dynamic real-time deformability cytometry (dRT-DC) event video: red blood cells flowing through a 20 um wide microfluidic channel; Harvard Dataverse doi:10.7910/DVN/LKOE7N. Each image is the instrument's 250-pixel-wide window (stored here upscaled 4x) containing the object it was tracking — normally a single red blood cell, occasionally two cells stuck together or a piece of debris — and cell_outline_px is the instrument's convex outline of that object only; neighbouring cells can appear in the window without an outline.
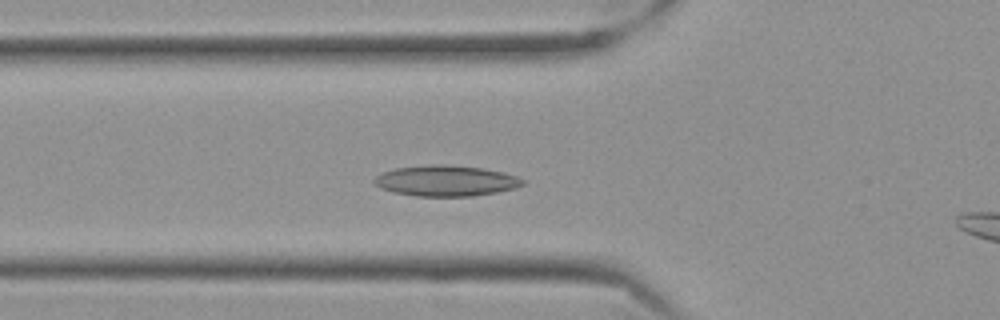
{"species": "Egyptian fruit bat (a non-hibernating species)", "species_latin": "Rousettus aegyptiacus", "temperature_condition": "cold", "stored_images_in_passage": 46, "camera_frame_rate_fps": 3000, "um_per_image_px": 0.085, "frame": {"image": 1, "passage_image": 14, "time_ms": 4.333, "image_size_px": [1000, 320], "cell_outline_px": [[524, 184], [512, 188], [496, 192], [472, 196], [416, 196], [392, 192], [380, 188], [372, 184], [372, 180], [376, 176], [384, 172], [396, 168], [428, 164], [440, 164], [480, 168], [504, 172], [516, 176], [524, 180]], "centroid_in_image_um": [37.84, 15.37], "position_along_channel_um": 88.0, "area_um2": 26.53}}
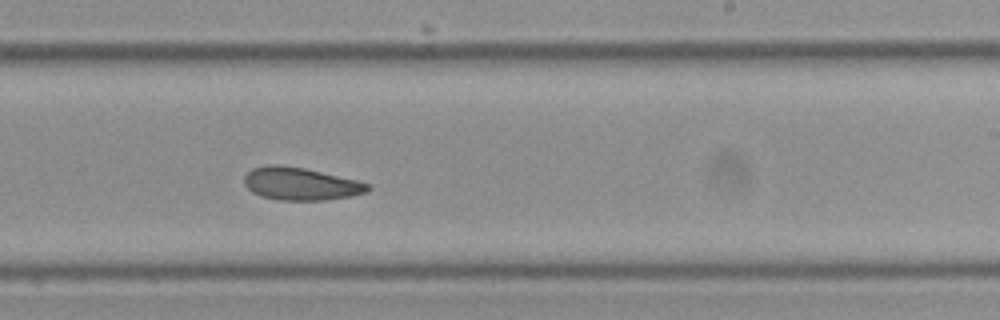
{"frame": {"image": 2, "passage_image": 29, "time_ms": 9.333, "image_size_px": [1000, 320], "cell_outline_px": [[372, 188], [364, 192], [348, 196], [324, 200], [280, 200], [260, 196], [252, 192], [244, 184], [244, 176], [252, 168], [268, 164], [276, 164], [304, 168], [356, 180], [372, 184]], "centroid_in_image_um": [25.52, 15.62], "position_along_channel_um": 263.5, "area_um2": 23.41}}
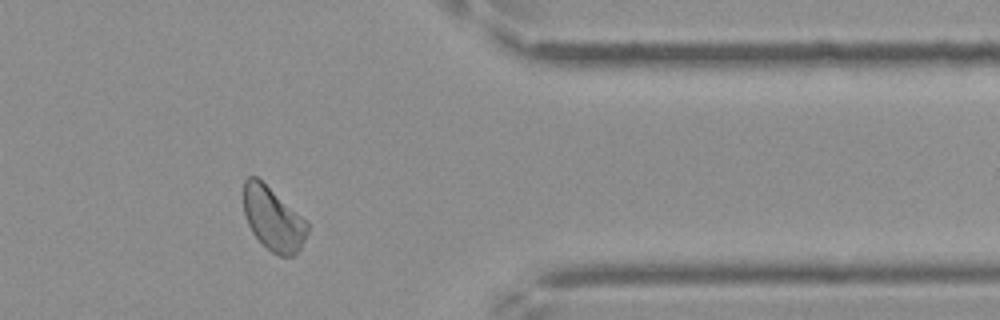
{"frame": {"image": 3, "passage_image": 41, "time_ms": 13.333, "image_size_px": [1000, 320], "cell_outline_px": [[308, 232], [300, 248], [292, 256], [280, 256], [272, 252], [252, 232], [248, 224], [244, 212], [244, 180], [248, 176], [256, 176], [308, 220]], "centroid_in_image_um": [23.23, 18.58], "position_along_channel_um": 388.2, "area_um2": 23.47}, "authors_computed_cell_mechanics": {"area_um2": 24.1026, "velocity_mm_per_s": 3.4991, "shape_relaxation_time_tau1_ms": 7.3015, "shape_relaxation_time_tau2_ms": 4.2415, "deformation_change_tau1": 0.1307, "deformation_change_tau2": 0.0909}}